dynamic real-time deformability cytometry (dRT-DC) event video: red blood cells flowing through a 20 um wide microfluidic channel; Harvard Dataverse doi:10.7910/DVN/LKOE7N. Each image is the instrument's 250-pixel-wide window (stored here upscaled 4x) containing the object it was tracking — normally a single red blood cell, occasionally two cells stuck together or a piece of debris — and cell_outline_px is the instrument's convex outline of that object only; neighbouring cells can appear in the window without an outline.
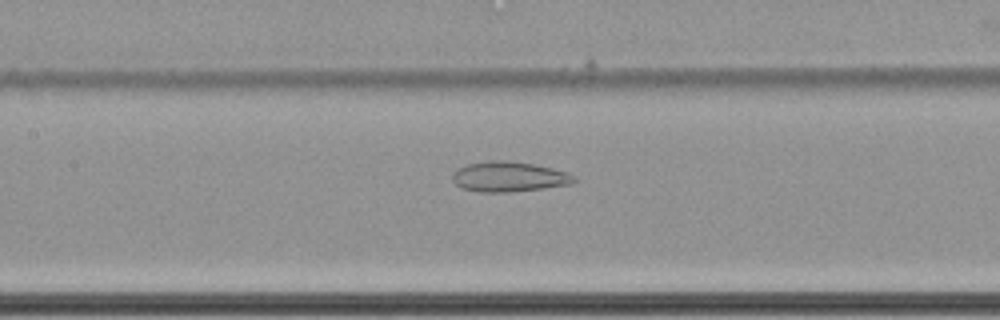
{"species": "common noctule bat (a hibernating species)", "species_latin": "Nyctalus noctula", "temperature_condition": "cold", "stored_images_in_passage": 62, "camera_frame_rate_fps": 3000, "um_per_image_px": 0.085, "animal": {"sex": "female", "body_mass_g": 22.7, "forearm_length_mm": 54.2}, "frame": {"image": 1, "passage_image": 31, "time_ms": 10.0, "image_size_px": [1000, 320], "cell_outline_px": [[580, 180], [572, 184], [544, 188], [508, 192], [480, 192], [460, 188], [452, 180], [452, 176], [460, 168], [468, 164], [492, 160], [504, 160], [532, 164], [552, 168], [568, 172], [576, 176]], "centroid_in_image_um": [43.32, 15.03], "position_along_channel_um": 164.1, "area_um2": 21.39}}
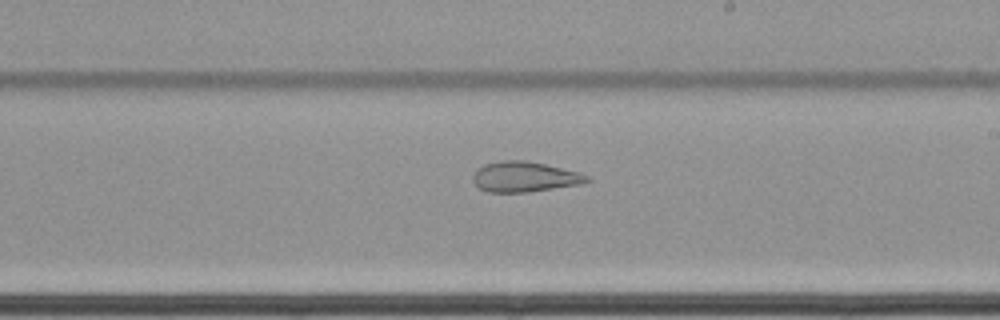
{"frame": {"image": 2, "passage_image": 38, "time_ms": 12.333, "image_size_px": [1000, 320], "cell_outline_px": [[592, 180], [584, 184], [528, 192], [488, 192], [480, 188], [472, 180], [472, 176], [476, 168], [484, 164], [504, 160], [524, 160], [544, 164], [580, 172], [588, 176]], "centroid_in_image_um": [44.6, 15.03], "position_along_channel_um": 244.4, "area_um2": 20.29}}
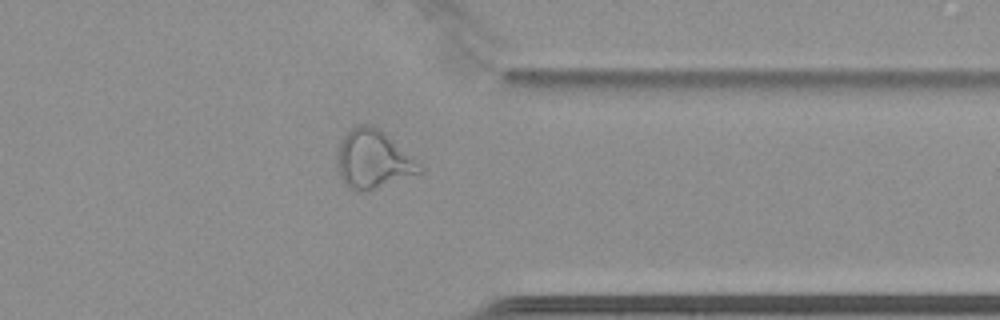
{"frame": {"image": 3, "passage_image": 50, "time_ms": 16.333, "image_size_px": [1000, 320], "cell_outline_px": [[424, 168], [420, 172], [364, 192], [352, 188], [344, 184], [340, 176], [336, 160], [336, 156], [340, 144], [344, 136], [352, 128], [360, 124], [368, 124], [384, 132]], "centroid_in_image_um": [31.67, 13.54], "position_along_channel_um": 379.7, "area_um2": 27.22}}